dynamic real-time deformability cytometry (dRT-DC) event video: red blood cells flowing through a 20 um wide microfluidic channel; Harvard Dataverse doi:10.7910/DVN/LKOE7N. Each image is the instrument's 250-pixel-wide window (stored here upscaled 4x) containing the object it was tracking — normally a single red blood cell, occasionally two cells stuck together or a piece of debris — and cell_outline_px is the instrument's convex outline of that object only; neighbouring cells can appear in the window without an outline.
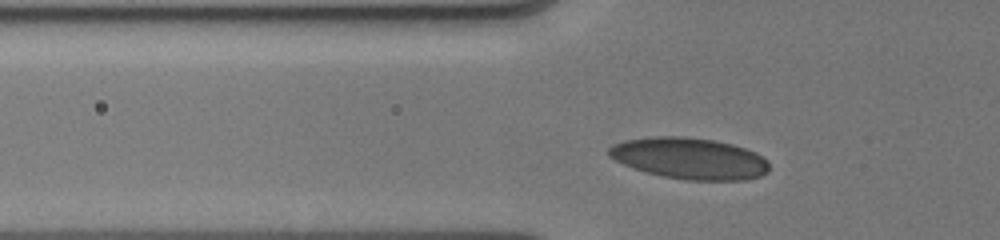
{"species": "human", "species_latin": "Homo sapiens", "temperature_condition": "cold", "stored_images_in_passage": 37, "camera_frame_rate_fps": 3000, "um_per_image_px": 0.085, "donor": {"sex": "male"}, "frame": {"image": 1, "passage_image": 6, "time_ms": 2.0, "image_size_px": [1000, 240], "cell_outline_px": [[768, 172], [760, 176], [744, 180], [688, 180], [664, 176], [648, 172], [624, 164], [608, 156], [608, 148], [612, 144], [624, 140], [652, 136], [684, 136], [712, 140], [732, 144], [756, 152], [768, 160]], "centroid_in_image_um": [58.62, 13.45], "position_along_channel_um": 67.2, "area_um2": 38.55}}
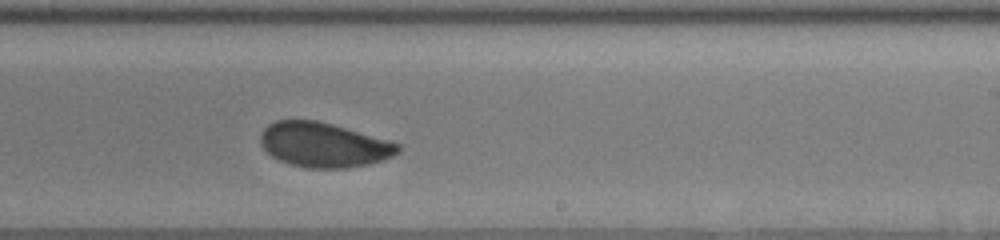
{"frame": {"image": 2, "passage_image": 23, "time_ms": 7.0, "image_size_px": [1000, 240], "cell_outline_px": [[400, 152], [384, 160], [368, 164], [344, 168], [304, 168], [288, 164], [272, 156], [260, 144], [260, 132], [268, 124], [276, 120], [316, 120], [332, 124], [388, 140], [400, 144]], "centroid_in_image_um": [27.5, 12.31], "position_along_channel_um": 261.5, "area_um2": 35.84}}
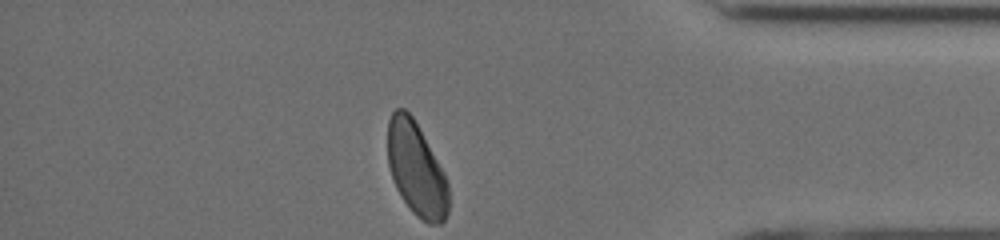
{"frame": {"image": 3, "passage_image": 37, "time_ms": 11.0, "image_size_px": [1000, 240], "cell_outline_px": [[448, 212], [444, 220], [440, 224], [428, 224], [416, 216], [412, 212], [400, 196], [396, 188], [388, 164], [388, 120], [392, 112], [396, 108], [404, 108], [412, 116], [444, 172], [448, 184]], "centroid_in_image_um": [35.38, 14.4], "position_along_channel_um": 399.8, "area_um2": 33.06}, "authors_computed_cell_mechanics": {"area_um2": 36.3562, "velocity_mm_per_s": 3.99, "shape_relaxation_time_tau1_ms": 3.4962, "shape_relaxation_time_tau2_ms": 0.9531, "deformation_change_tau1": 0.0985, "deformation_change_tau2": 0.0444}}